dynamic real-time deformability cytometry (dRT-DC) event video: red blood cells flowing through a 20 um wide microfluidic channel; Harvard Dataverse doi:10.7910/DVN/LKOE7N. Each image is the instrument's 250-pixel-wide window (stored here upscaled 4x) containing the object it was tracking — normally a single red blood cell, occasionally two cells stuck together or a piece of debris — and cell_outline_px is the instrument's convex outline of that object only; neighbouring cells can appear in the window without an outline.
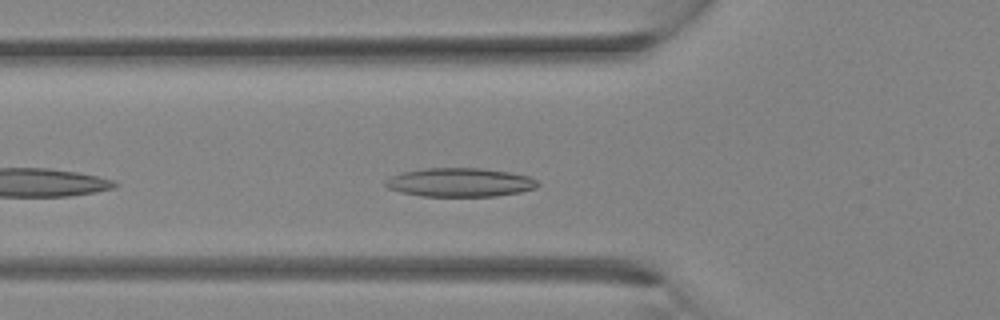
{"species": "Egyptian fruit bat (a non-hibernating species)", "species_latin": "Rousettus aegyptiacus", "temperature_condition": "room temperature", "stored_images_in_passage": 29, "camera_frame_rate_fps": 3000, "um_per_image_px": 0.085, "animal": {"sex": "female"}, "frame": {"image": 1, "passage_image": 8, "time_ms": 2.333, "image_size_px": [1000, 320], "cell_outline_px": [[540, 184], [536, 188], [520, 192], [496, 196], [424, 196], [400, 192], [388, 188], [384, 184], [384, 180], [392, 176], [404, 172], [424, 168], [480, 168], [508, 172], [528, 176], [536, 180]], "centroid_in_image_um": [39.09, 15.5], "position_along_channel_um": 86.7, "area_um2": 25.43}}
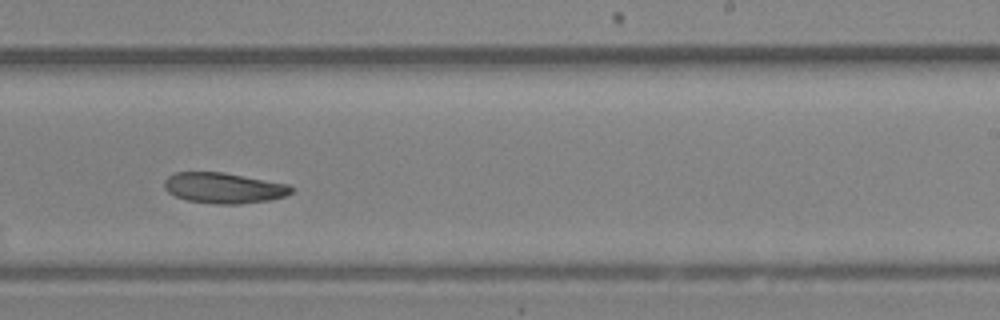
{"frame": {"image": 2, "passage_image": 17, "time_ms": 5.333, "image_size_px": [1000, 320], "cell_outline_px": [[292, 192], [284, 196], [268, 200], [240, 204], [212, 204], [188, 200], [176, 196], [168, 192], [164, 188], [164, 180], [168, 176], [176, 172], [224, 172], [288, 184], [292, 188]], "centroid_in_image_um": [18.99, 15.97], "position_along_channel_um": 270.0, "area_um2": 22.6}}
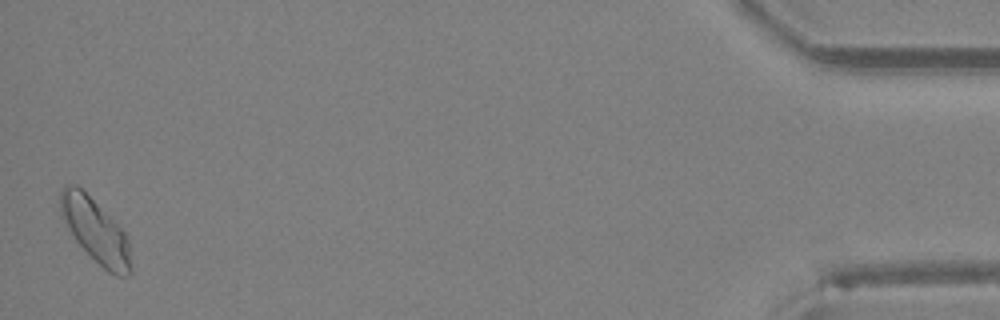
{"frame": {"image": 3, "passage_image": 29, "time_ms": 9.333, "image_size_px": [1000, 320], "cell_outline_px": [[132, 272], [128, 276], [116, 276], [108, 272], [76, 240], [60, 216], [60, 192], [64, 184], [76, 184], [124, 232], [128, 240], [132, 268]], "centroid_in_image_um": [8.11, 19.62], "position_along_channel_um": 427.1, "area_um2": 25.55}}